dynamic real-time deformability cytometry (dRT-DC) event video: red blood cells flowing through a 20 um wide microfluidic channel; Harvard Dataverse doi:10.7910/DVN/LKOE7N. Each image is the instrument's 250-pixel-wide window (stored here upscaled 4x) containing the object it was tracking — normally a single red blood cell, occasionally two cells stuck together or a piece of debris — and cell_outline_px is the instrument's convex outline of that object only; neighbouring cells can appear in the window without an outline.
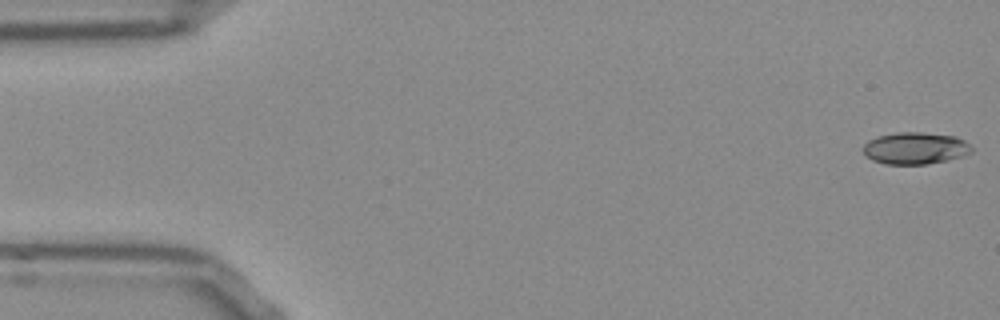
{"species": "Egyptian fruit bat (a non-hibernating species)", "species_latin": "Rousettus aegyptiacus", "temperature_condition": "room temperature", "stored_images_in_passage": 16, "camera_frame_rate_fps": 3000, "um_per_image_px": 0.085, "frame": {"image": 1, "passage_image": 1, "time_ms": 0.0, "image_size_px": [1000, 320], "cell_outline_px": [[972, 152], [964, 156], [928, 164], [884, 164], [872, 160], [864, 152], [864, 144], [868, 140], [876, 136], [896, 132], [920, 132], [956, 136], [964, 140], [972, 148]], "centroid_in_image_um": [77.8, 12.59], "position_along_channel_um": 7.2, "area_um2": 20.23}}
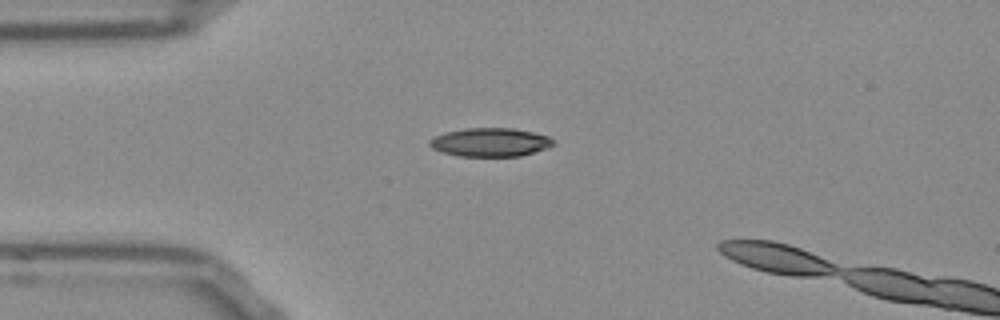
{"frame": {"image": 2, "passage_image": 13, "time_ms": 4.0, "image_size_px": [1000, 320], "cell_outline_px": [[556, 144], [548, 148], [520, 156], [460, 156], [444, 152], [432, 148], [428, 144], [428, 140], [436, 136], [448, 132], [464, 128], [512, 128], [532, 132], [548, 136]], "centroid_in_image_um": [41.69, 12.09], "position_along_channel_um": 43.3, "area_um2": 20.46}}